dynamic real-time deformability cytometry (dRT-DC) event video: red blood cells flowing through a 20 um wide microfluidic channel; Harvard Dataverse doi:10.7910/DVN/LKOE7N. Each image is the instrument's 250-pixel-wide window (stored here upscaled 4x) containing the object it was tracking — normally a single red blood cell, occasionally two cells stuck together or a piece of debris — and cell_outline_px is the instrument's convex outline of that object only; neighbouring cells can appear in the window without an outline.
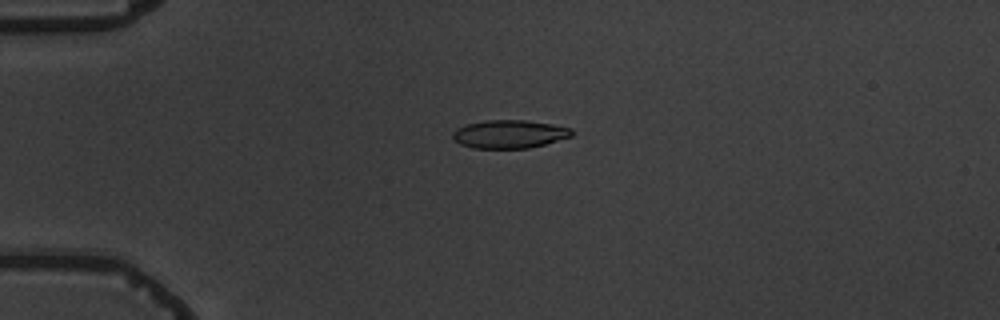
{"species": "common noctule bat (a hibernating species)", "species_latin": "Nyctalus noctula", "temperature_condition": "warm", "stored_images_in_passage": 6, "camera_frame_rate_fps": 3000, "um_per_image_px": 0.085, "animal": {"sex": "male", "body_mass_g": 19.5, "forearm_length_mm": 54.6}, "frame": {"image": 1, "passage_image": 4, "time_ms": 4.333, "image_size_px": [1000, 320], "cell_outline_px": [[572, 136], [544, 144], [528, 148], [472, 148], [460, 144], [452, 140], [452, 132], [456, 128], [468, 124], [484, 120], [524, 120], [552, 124], [572, 128]], "centroid_in_image_um": [43.25, 11.4], "position_along_channel_um": 41.7, "area_um2": 19.59}}
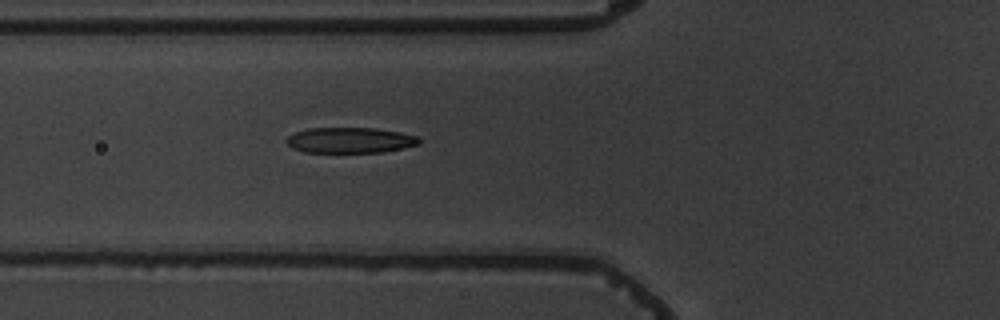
{"frame": {"image": 2, "passage_image": 6, "time_ms": 6.667, "image_size_px": [1000, 320], "cell_outline_px": [[420, 144], [404, 148], [380, 152], [304, 152], [292, 148], [284, 140], [288, 136], [296, 132], [308, 128], [376, 128], [400, 132], [416, 136], [420, 140]], "centroid_in_image_um": [29.74, 11.92], "position_along_channel_um": 96.1, "area_um2": 19.77}}